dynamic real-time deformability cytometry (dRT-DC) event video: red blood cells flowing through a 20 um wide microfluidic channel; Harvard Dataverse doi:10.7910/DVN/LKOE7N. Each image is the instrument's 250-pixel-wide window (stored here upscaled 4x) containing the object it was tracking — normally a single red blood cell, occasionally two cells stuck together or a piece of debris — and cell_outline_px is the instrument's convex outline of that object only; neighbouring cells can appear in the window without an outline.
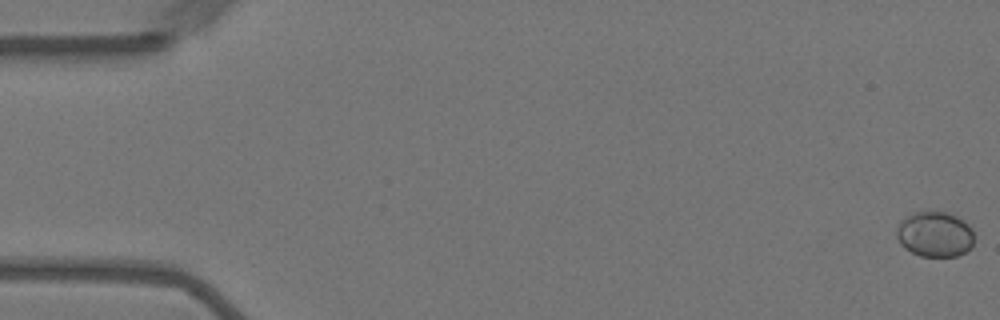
{"species": "Egyptian fruit bat (a non-hibernating species)", "species_latin": "Rousettus aegyptiacus", "temperature_condition": "warm", "stored_images_in_passage": 10, "camera_frame_rate_fps": 3000, "um_per_image_px": 0.085, "animal": {"sex": "female"}, "frame": {"image": 1, "passage_image": 1, "time_ms": 0.0, "image_size_px": [1000, 320], "cell_outline_px": [[972, 244], [964, 252], [956, 256], [920, 256], [904, 248], [900, 244], [896, 236], [896, 228], [900, 220], [904, 216], [916, 212], [944, 212], [956, 216], [964, 220], [972, 228]], "centroid_in_image_um": [79.41, 19.9], "position_along_channel_um": 5.6, "area_um2": 20.46}}